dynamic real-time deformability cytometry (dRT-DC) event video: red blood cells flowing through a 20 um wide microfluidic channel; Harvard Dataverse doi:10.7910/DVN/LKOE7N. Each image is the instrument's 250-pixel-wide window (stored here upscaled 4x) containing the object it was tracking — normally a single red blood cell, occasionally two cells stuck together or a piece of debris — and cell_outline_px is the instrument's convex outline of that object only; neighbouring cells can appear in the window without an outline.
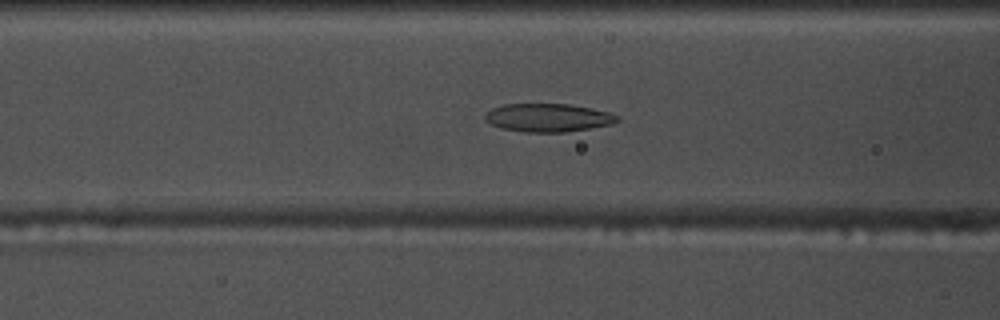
{"species": "common noctule bat (a hibernating species)", "species_latin": "Nyctalus noctula", "temperature_condition": "warm", "stored_images_in_passage": 53, "camera_frame_rate_fps": 3000, "um_per_image_px": 0.085, "animal": {"sex": "male", "body_mass_g": 17.5, "forearm_length_mm": 52.3}, "frame": {"image": 1, "passage_image": 20, "time_ms": 6.333, "image_size_px": [1000, 320], "cell_outline_px": [[620, 120], [612, 124], [564, 132], [524, 132], [504, 128], [492, 124], [484, 120], [484, 116], [492, 108], [504, 104], [568, 104], [592, 108], [608, 112], [620, 116]], "centroid_in_image_um": [46.6, 9.99], "position_along_channel_um": 120.0, "area_um2": 21.62}}
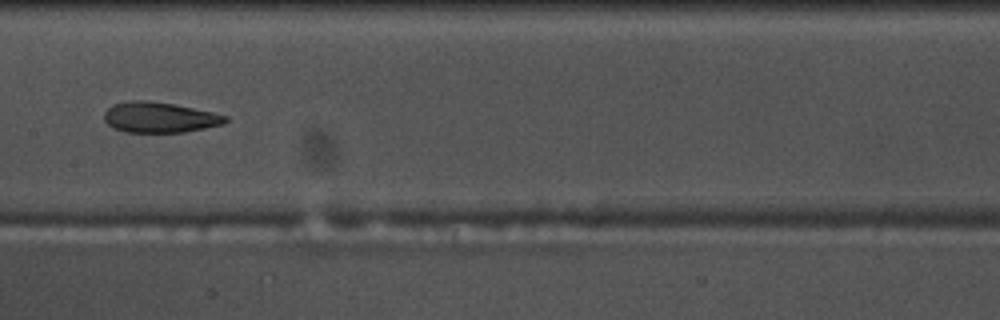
{"frame": {"image": 2, "passage_image": 26, "time_ms": 8.333, "image_size_px": [1000, 320], "cell_outline_px": [[228, 120], [224, 124], [184, 132], [124, 132], [112, 128], [104, 120], [104, 112], [112, 104], [128, 100], [148, 100], [176, 104], [212, 112], [228, 116]], "centroid_in_image_um": [13.53, 9.97], "position_along_channel_um": 193.9, "area_um2": 21.79}}
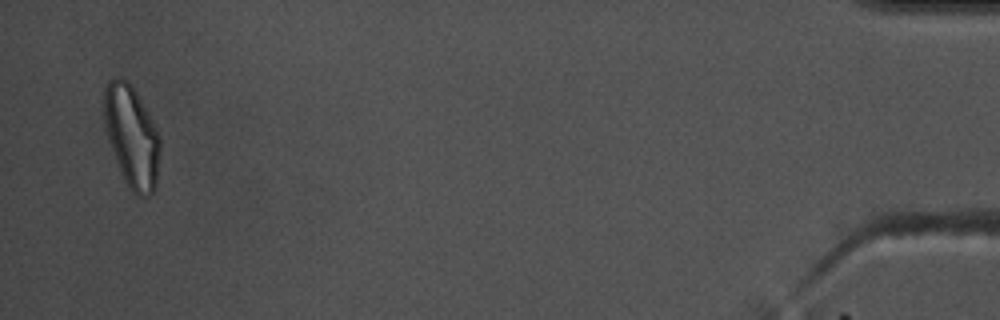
{"frame": {"image": 3, "passage_image": 52, "time_ms": 17.0, "image_size_px": [1000, 320], "cell_outline_px": [[160, 148], [156, 188], [148, 196], [136, 196], [128, 188], [124, 180], [116, 160], [104, 124], [104, 84], [112, 76], [120, 76], [128, 80], [140, 100], [160, 136]], "centroid_in_image_um": [11.18, 11.59], "position_along_channel_um": 424.0, "area_um2": 33.12}, "authors_computed_cell_mechanics": {"area_um2": 23.8714, "velocity_mm_per_s": 3.701, "shape_relaxation_time_tau1_ms": null, "shape_relaxation_time_tau2_ms": 3.1656, "deformation_change_tau1": null, "deformation_change_tau2": 0.1174}}